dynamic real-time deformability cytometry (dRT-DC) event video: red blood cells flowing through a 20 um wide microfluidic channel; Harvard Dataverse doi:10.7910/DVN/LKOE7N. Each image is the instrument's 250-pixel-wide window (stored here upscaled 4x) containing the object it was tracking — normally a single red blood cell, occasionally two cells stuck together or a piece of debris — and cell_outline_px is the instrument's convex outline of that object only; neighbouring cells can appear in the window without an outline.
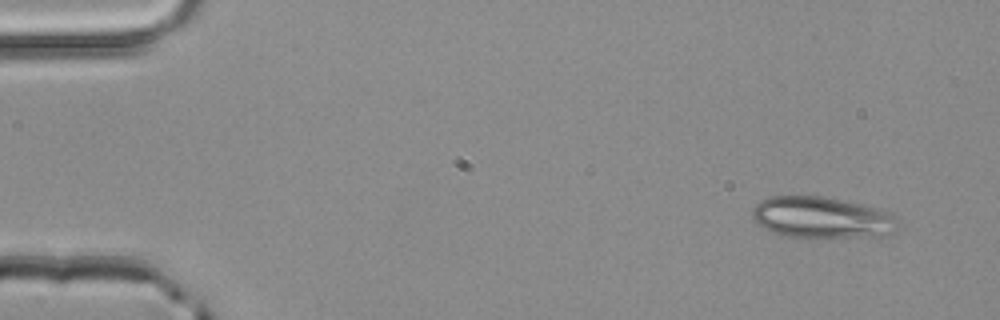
{"species": "common noctule bat (a hibernating species)", "species_latin": "Nyctalus noctula", "temperature_condition": "room temperature", "stored_images_in_passage": 4, "camera_frame_rate_fps": 3000, "um_per_image_px": 0.085, "animal": {"sex": "male", "body_mass_g": 20.4}, "frame": {"image": 1, "passage_image": 1, "time_ms": 0.0, "image_size_px": [1000, 320], "cell_outline_px": [[896, 232], [884, 236], [780, 236], [764, 228], [752, 216], [752, 212], [756, 204], [760, 200], [772, 196], [820, 196], [860, 204], [892, 212], [896, 216]], "centroid_in_image_um": [69.87, 18.48], "position_along_channel_um": 15.1, "area_um2": 34.62}}